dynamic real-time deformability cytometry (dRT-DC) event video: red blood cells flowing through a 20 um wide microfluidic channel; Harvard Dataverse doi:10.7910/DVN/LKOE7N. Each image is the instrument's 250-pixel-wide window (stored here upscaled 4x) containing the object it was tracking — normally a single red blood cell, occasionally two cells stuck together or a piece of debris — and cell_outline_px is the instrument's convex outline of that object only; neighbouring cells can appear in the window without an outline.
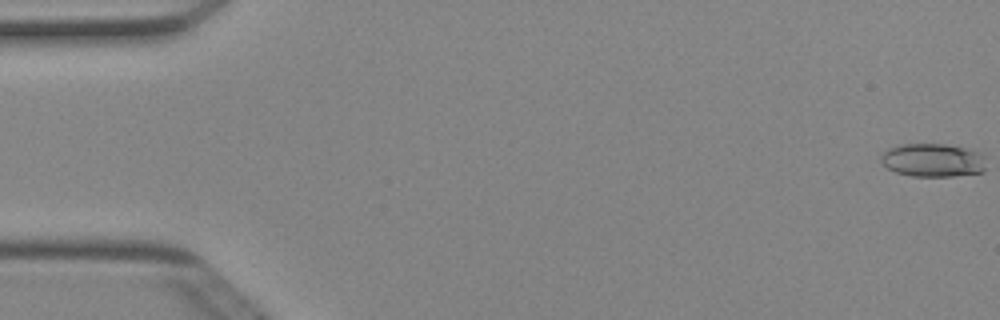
{"species": "Egyptian fruit bat (a non-hibernating species)", "species_latin": "Rousettus aegyptiacus", "temperature_condition": "cold", "stored_images_in_passage": 51, "camera_frame_rate_fps": 3000, "um_per_image_px": 0.085, "animal": {"sex": "female"}, "frame": {"image": 1, "passage_image": 1, "time_ms": 0.0, "image_size_px": [1000, 320], "cell_outline_px": [[984, 172], [952, 176], [912, 176], [896, 172], [888, 168], [880, 160], [880, 156], [888, 148], [900, 144], [944, 144], [964, 148], [976, 152], [984, 156]], "centroid_in_image_um": [79.26, 13.62], "position_along_channel_um": 5.7, "area_um2": 20.29}}
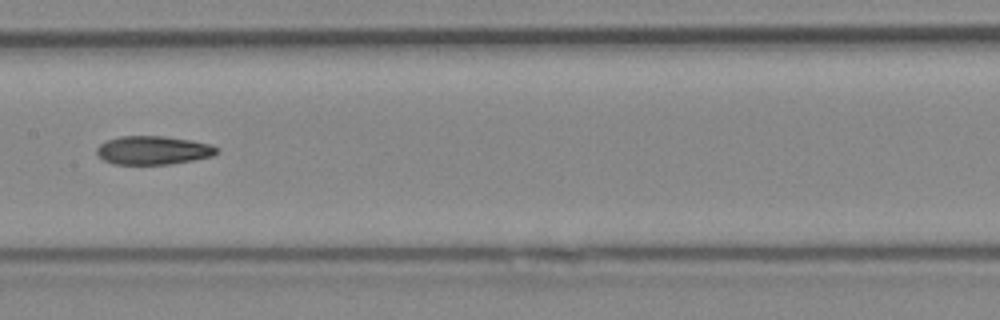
{"frame": {"image": 2, "passage_image": 26, "time_ms": 8.333, "image_size_px": [1000, 320], "cell_outline_px": [[216, 152], [212, 156], [192, 160], [168, 164], [112, 164], [104, 160], [96, 152], [96, 148], [100, 144], [108, 140], [120, 136], [164, 136], [192, 140], [212, 144], [216, 148]], "centroid_in_image_um": [13.0, 12.76], "position_along_channel_um": 194.4, "area_um2": 19.83}}
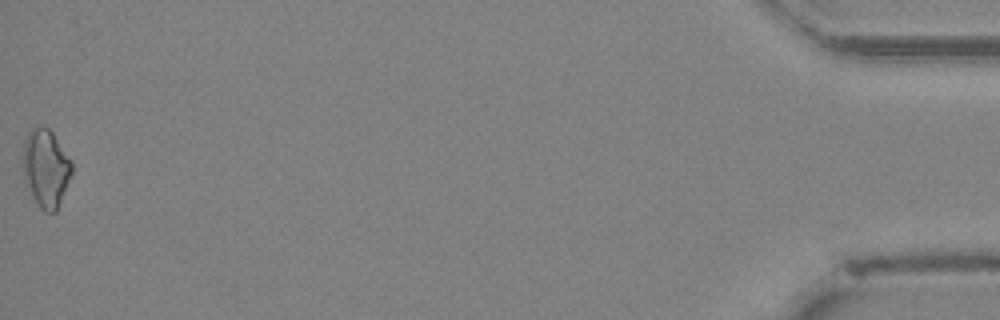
{"frame": {"image": 3, "passage_image": 51, "time_ms": 16.667, "image_size_px": [1000, 320], "cell_outline_px": [[72, 172], [56, 212], [44, 212], [40, 208], [32, 196], [24, 176], [24, 140], [28, 132], [32, 128], [48, 128], [52, 132], [72, 160]], "centroid_in_image_um": [3.92, 14.3], "position_along_channel_um": 431.3, "area_um2": 21.73}, "authors_computed_cell_mechanics": {"area_um2": 19.941, "velocity_mm_per_s": 4.0469, "shape_relaxation_time_tau1_ms": 6.4801, "shape_relaxation_time_tau2_ms": null, "deformation_change_tau1": 0.1632, "deformation_change_tau2": null}}